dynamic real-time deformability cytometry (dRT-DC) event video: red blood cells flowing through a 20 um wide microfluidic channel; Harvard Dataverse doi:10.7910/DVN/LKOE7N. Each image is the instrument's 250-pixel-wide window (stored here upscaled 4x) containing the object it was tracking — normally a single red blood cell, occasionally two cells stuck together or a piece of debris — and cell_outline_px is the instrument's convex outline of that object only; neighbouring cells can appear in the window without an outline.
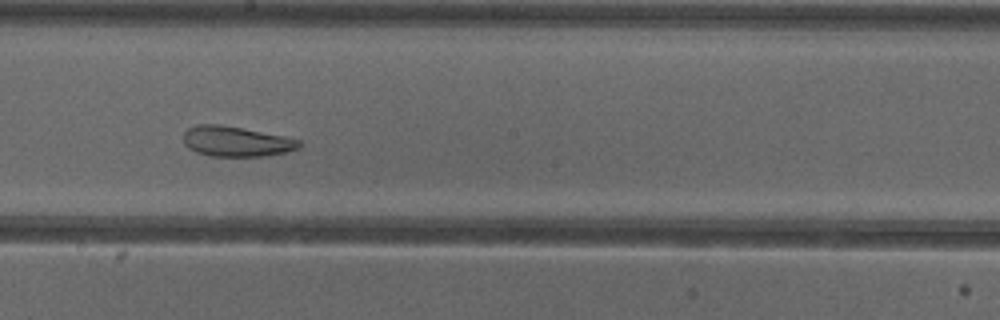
{"species": "common noctule bat (a hibernating species)", "species_latin": "Nyctalus noctula", "temperature_condition": "cold", "stored_images_in_passage": 54, "camera_frame_rate_fps": 3000, "um_per_image_px": 0.085, "animal": {"sex": "female"}, "frame": {"image": 1, "passage_image": 31, "time_ms": 10.0, "image_size_px": [1000, 320], "cell_outline_px": [[300, 148], [284, 152], [264, 156], [212, 156], [196, 152], [188, 148], [184, 144], [184, 132], [188, 128], [196, 124], [220, 124], [284, 136], [300, 140]], "centroid_in_image_um": [20.04, 12.02], "position_along_channel_um": 228.2, "area_um2": 20.29}}
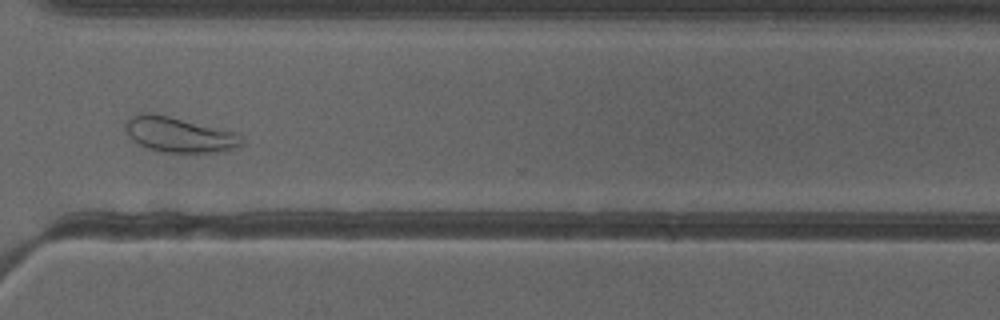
{"frame": {"image": 2, "passage_image": 41, "time_ms": 13.333, "image_size_px": [1000, 320], "cell_outline_px": [[244, 144], [240, 148], [220, 152], [164, 152], [144, 148], [128, 136], [124, 128], [124, 124], [132, 116], [140, 112], [152, 112], [240, 132], [244, 136]], "centroid_in_image_um": [15.3, 11.44], "position_along_channel_um": 355.3, "area_um2": 24.62}}
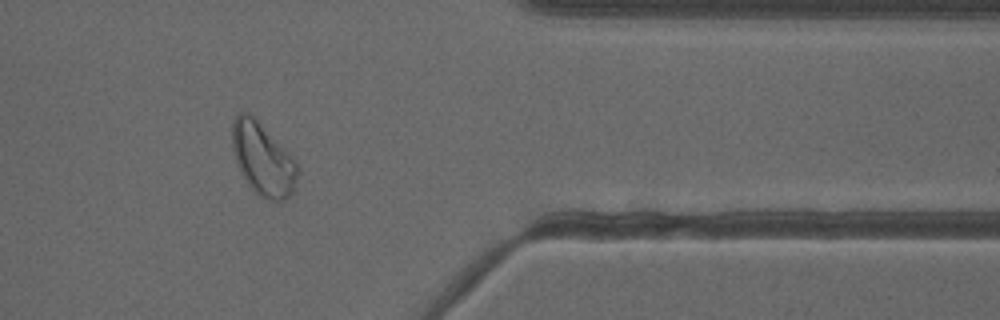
{"frame": {"image": 3, "passage_image": 45, "time_ms": 14.667, "image_size_px": [1000, 320], "cell_outline_px": [[296, 180], [292, 192], [284, 200], [268, 200], [260, 196], [252, 188], [236, 164], [232, 148], [232, 120], [236, 112], [248, 112], [288, 152], [296, 164]], "centroid_in_image_um": [22.28, 13.5], "position_along_channel_um": 389.1, "area_um2": 26.88}, "authors_computed_cell_mechanics": {"area_um2": 29.0734, "velocity_mm_per_s": 3.8178, "shape_relaxation_time_tau1_ms": null, "shape_relaxation_time_tau2_ms": 1.6889, "deformation_change_tau1": null, "deformation_change_tau2": 0.0806}}